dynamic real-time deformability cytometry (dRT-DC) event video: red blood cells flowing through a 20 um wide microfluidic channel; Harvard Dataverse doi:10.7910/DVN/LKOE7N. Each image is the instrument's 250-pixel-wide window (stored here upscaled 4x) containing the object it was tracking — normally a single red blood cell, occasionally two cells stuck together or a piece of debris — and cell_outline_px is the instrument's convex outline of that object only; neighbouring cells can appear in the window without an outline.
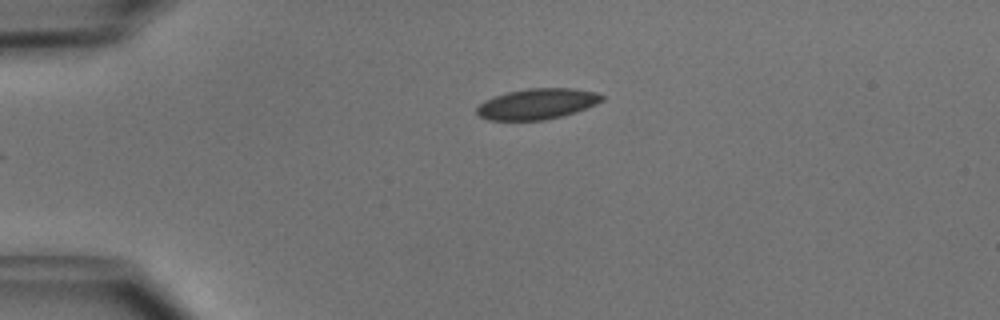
{"species": "common noctule bat (a hibernating species)", "species_latin": "Nyctalus noctula", "temperature_condition": "cold", "stored_images_in_passage": 40, "camera_frame_rate_fps": 3000, "um_per_image_px": 0.085, "animal": {"sex": "male", "body_mass_g": 15.6}, "frame": {"image": 1, "passage_image": 1, "time_ms": 0.0, "image_size_px": [1000, 320], "cell_outline_px": [[604, 100], [596, 104], [576, 112], [544, 120], [488, 120], [480, 116], [476, 112], [476, 108], [484, 100], [508, 92], [528, 88], [572, 88], [596, 92], [604, 96]], "centroid_in_image_um": [45.67, 8.83], "position_along_channel_um": 39.3, "area_um2": 22.31}}
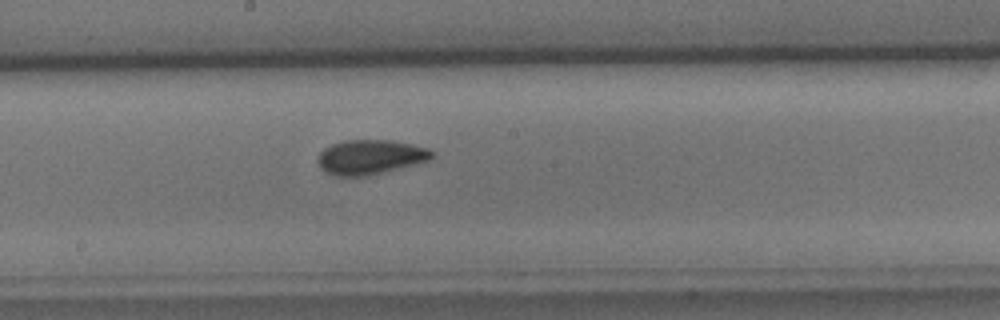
{"frame": {"image": 2, "passage_image": 17, "time_ms": 5.333, "image_size_px": [1000, 320], "cell_outline_px": [[436, 156], [428, 160], [368, 176], [336, 176], [324, 172], [320, 168], [316, 160], [316, 156], [324, 148], [332, 144], [344, 140], [392, 140], [412, 144], [428, 148], [436, 152]], "centroid_in_image_um": [31.45, 13.34], "position_along_channel_um": 216.8, "area_um2": 23.24}}
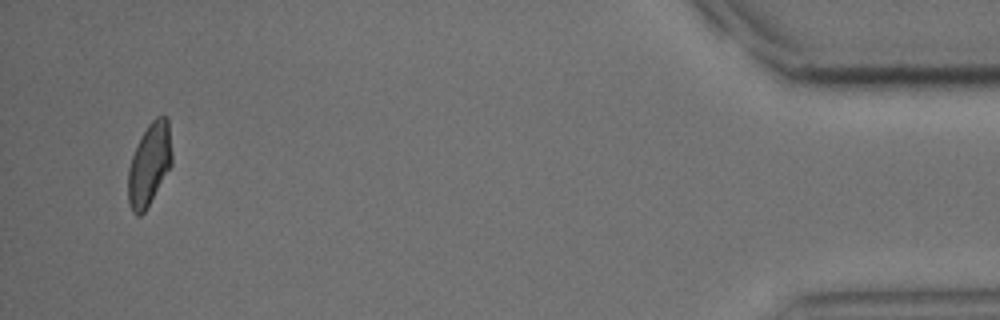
{"frame": {"image": 3, "passage_image": 38, "time_ms": 12.333, "image_size_px": [1000, 320], "cell_outline_px": [[172, 164], [144, 212], [140, 216], [136, 216], [132, 212], [128, 204], [128, 168], [132, 156], [148, 124], [156, 116], [168, 116], [172, 152]], "centroid_in_image_um": [12.7, 13.97], "position_along_channel_um": 422.5, "area_um2": 20.92}, "authors_computed_cell_mechanics": {"area_um2": 22.1085, "velocity_mm_per_s": 3.9766, "shape_relaxation_time_tau1_ms": 3.0475, "shape_relaxation_time_tau2_ms": 2.3998, "deformation_change_tau1": 0.1037, "deformation_change_tau2": 0.0615}}